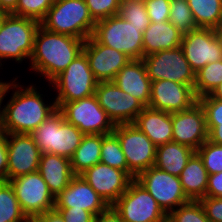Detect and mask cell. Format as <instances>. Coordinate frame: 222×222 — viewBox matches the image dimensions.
<instances>
[{"label": "cell", "instance_id": "obj_14", "mask_svg": "<svg viewBox=\"0 0 222 222\" xmlns=\"http://www.w3.org/2000/svg\"><path fill=\"white\" fill-rule=\"evenodd\" d=\"M95 95L114 125L133 123L145 108L138 99L121 90L113 81L98 82Z\"/></svg>", "mask_w": 222, "mask_h": 222}, {"label": "cell", "instance_id": "obj_8", "mask_svg": "<svg viewBox=\"0 0 222 222\" xmlns=\"http://www.w3.org/2000/svg\"><path fill=\"white\" fill-rule=\"evenodd\" d=\"M65 120L77 127L84 135L111 134L115 125L100 106L96 95L73 102H56Z\"/></svg>", "mask_w": 222, "mask_h": 222}, {"label": "cell", "instance_id": "obj_7", "mask_svg": "<svg viewBox=\"0 0 222 222\" xmlns=\"http://www.w3.org/2000/svg\"><path fill=\"white\" fill-rule=\"evenodd\" d=\"M97 83L82 52L50 84L58 93L55 102H73L94 95Z\"/></svg>", "mask_w": 222, "mask_h": 222}, {"label": "cell", "instance_id": "obj_11", "mask_svg": "<svg viewBox=\"0 0 222 222\" xmlns=\"http://www.w3.org/2000/svg\"><path fill=\"white\" fill-rule=\"evenodd\" d=\"M151 82L171 80L184 85H195L196 73L185 58L179 46L171 50H162L142 58Z\"/></svg>", "mask_w": 222, "mask_h": 222}, {"label": "cell", "instance_id": "obj_10", "mask_svg": "<svg viewBox=\"0 0 222 222\" xmlns=\"http://www.w3.org/2000/svg\"><path fill=\"white\" fill-rule=\"evenodd\" d=\"M112 206L124 222H167L165 212L136 179Z\"/></svg>", "mask_w": 222, "mask_h": 222}, {"label": "cell", "instance_id": "obj_27", "mask_svg": "<svg viewBox=\"0 0 222 222\" xmlns=\"http://www.w3.org/2000/svg\"><path fill=\"white\" fill-rule=\"evenodd\" d=\"M196 151L177 142L157 147L154 166L175 176H180L188 160Z\"/></svg>", "mask_w": 222, "mask_h": 222}, {"label": "cell", "instance_id": "obj_17", "mask_svg": "<svg viewBox=\"0 0 222 222\" xmlns=\"http://www.w3.org/2000/svg\"><path fill=\"white\" fill-rule=\"evenodd\" d=\"M7 146V181L38 171L42 152L30 134L7 133Z\"/></svg>", "mask_w": 222, "mask_h": 222}, {"label": "cell", "instance_id": "obj_2", "mask_svg": "<svg viewBox=\"0 0 222 222\" xmlns=\"http://www.w3.org/2000/svg\"><path fill=\"white\" fill-rule=\"evenodd\" d=\"M85 40L38 28L30 57L31 69L51 83L83 52Z\"/></svg>", "mask_w": 222, "mask_h": 222}, {"label": "cell", "instance_id": "obj_50", "mask_svg": "<svg viewBox=\"0 0 222 222\" xmlns=\"http://www.w3.org/2000/svg\"><path fill=\"white\" fill-rule=\"evenodd\" d=\"M3 127H2V113H1V110H0V136L3 134Z\"/></svg>", "mask_w": 222, "mask_h": 222}, {"label": "cell", "instance_id": "obj_42", "mask_svg": "<svg viewBox=\"0 0 222 222\" xmlns=\"http://www.w3.org/2000/svg\"><path fill=\"white\" fill-rule=\"evenodd\" d=\"M58 210L65 222H94L95 216L84 209H73L72 208H55Z\"/></svg>", "mask_w": 222, "mask_h": 222}, {"label": "cell", "instance_id": "obj_28", "mask_svg": "<svg viewBox=\"0 0 222 222\" xmlns=\"http://www.w3.org/2000/svg\"><path fill=\"white\" fill-rule=\"evenodd\" d=\"M102 134L84 135L80 145L70 158L74 175H81L98 164L101 157Z\"/></svg>", "mask_w": 222, "mask_h": 222}, {"label": "cell", "instance_id": "obj_47", "mask_svg": "<svg viewBox=\"0 0 222 222\" xmlns=\"http://www.w3.org/2000/svg\"><path fill=\"white\" fill-rule=\"evenodd\" d=\"M18 0H0V12L14 14L17 9Z\"/></svg>", "mask_w": 222, "mask_h": 222}, {"label": "cell", "instance_id": "obj_24", "mask_svg": "<svg viewBox=\"0 0 222 222\" xmlns=\"http://www.w3.org/2000/svg\"><path fill=\"white\" fill-rule=\"evenodd\" d=\"M132 124L142 131L156 147L172 141L171 113L147 106Z\"/></svg>", "mask_w": 222, "mask_h": 222}, {"label": "cell", "instance_id": "obj_43", "mask_svg": "<svg viewBox=\"0 0 222 222\" xmlns=\"http://www.w3.org/2000/svg\"><path fill=\"white\" fill-rule=\"evenodd\" d=\"M8 146L7 133L0 136V181H7Z\"/></svg>", "mask_w": 222, "mask_h": 222}, {"label": "cell", "instance_id": "obj_25", "mask_svg": "<svg viewBox=\"0 0 222 222\" xmlns=\"http://www.w3.org/2000/svg\"><path fill=\"white\" fill-rule=\"evenodd\" d=\"M183 34L169 21L151 22L143 32V57L181 45Z\"/></svg>", "mask_w": 222, "mask_h": 222}, {"label": "cell", "instance_id": "obj_15", "mask_svg": "<svg viewBox=\"0 0 222 222\" xmlns=\"http://www.w3.org/2000/svg\"><path fill=\"white\" fill-rule=\"evenodd\" d=\"M180 47L195 73L207 64L222 59V43L216 29L192 30L183 35Z\"/></svg>", "mask_w": 222, "mask_h": 222}, {"label": "cell", "instance_id": "obj_20", "mask_svg": "<svg viewBox=\"0 0 222 222\" xmlns=\"http://www.w3.org/2000/svg\"><path fill=\"white\" fill-rule=\"evenodd\" d=\"M83 52L98 82L113 81L116 74L131 60L125 53L98 43L92 36L85 41Z\"/></svg>", "mask_w": 222, "mask_h": 222}, {"label": "cell", "instance_id": "obj_21", "mask_svg": "<svg viewBox=\"0 0 222 222\" xmlns=\"http://www.w3.org/2000/svg\"><path fill=\"white\" fill-rule=\"evenodd\" d=\"M84 209L97 216L106 210L109 205L86 182L81 175H75L70 184L55 197L54 208Z\"/></svg>", "mask_w": 222, "mask_h": 222}, {"label": "cell", "instance_id": "obj_6", "mask_svg": "<svg viewBox=\"0 0 222 222\" xmlns=\"http://www.w3.org/2000/svg\"><path fill=\"white\" fill-rule=\"evenodd\" d=\"M39 27L35 19L7 14L0 26V66L3 59L12 58L19 63L30 59Z\"/></svg>", "mask_w": 222, "mask_h": 222}, {"label": "cell", "instance_id": "obj_9", "mask_svg": "<svg viewBox=\"0 0 222 222\" xmlns=\"http://www.w3.org/2000/svg\"><path fill=\"white\" fill-rule=\"evenodd\" d=\"M113 134L119 140L128 165V174L133 179L154 166L157 147L136 126L132 123L115 125Z\"/></svg>", "mask_w": 222, "mask_h": 222}, {"label": "cell", "instance_id": "obj_53", "mask_svg": "<svg viewBox=\"0 0 222 222\" xmlns=\"http://www.w3.org/2000/svg\"><path fill=\"white\" fill-rule=\"evenodd\" d=\"M7 82H1L0 81V88H2Z\"/></svg>", "mask_w": 222, "mask_h": 222}, {"label": "cell", "instance_id": "obj_52", "mask_svg": "<svg viewBox=\"0 0 222 222\" xmlns=\"http://www.w3.org/2000/svg\"><path fill=\"white\" fill-rule=\"evenodd\" d=\"M23 222H37V220L35 218H27L25 221Z\"/></svg>", "mask_w": 222, "mask_h": 222}, {"label": "cell", "instance_id": "obj_23", "mask_svg": "<svg viewBox=\"0 0 222 222\" xmlns=\"http://www.w3.org/2000/svg\"><path fill=\"white\" fill-rule=\"evenodd\" d=\"M38 172L54 197H57L75 176L69 158L51 153H42Z\"/></svg>", "mask_w": 222, "mask_h": 222}, {"label": "cell", "instance_id": "obj_22", "mask_svg": "<svg viewBox=\"0 0 222 222\" xmlns=\"http://www.w3.org/2000/svg\"><path fill=\"white\" fill-rule=\"evenodd\" d=\"M113 82L124 92L138 99L145 107L150 103L151 80L142 59H131L116 74Z\"/></svg>", "mask_w": 222, "mask_h": 222}, {"label": "cell", "instance_id": "obj_39", "mask_svg": "<svg viewBox=\"0 0 222 222\" xmlns=\"http://www.w3.org/2000/svg\"><path fill=\"white\" fill-rule=\"evenodd\" d=\"M90 15L95 21L119 13L121 0H85Z\"/></svg>", "mask_w": 222, "mask_h": 222}, {"label": "cell", "instance_id": "obj_48", "mask_svg": "<svg viewBox=\"0 0 222 222\" xmlns=\"http://www.w3.org/2000/svg\"><path fill=\"white\" fill-rule=\"evenodd\" d=\"M209 95L212 98L222 101V83L218 85Z\"/></svg>", "mask_w": 222, "mask_h": 222}, {"label": "cell", "instance_id": "obj_16", "mask_svg": "<svg viewBox=\"0 0 222 222\" xmlns=\"http://www.w3.org/2000/svg\"><path fill=\"white\" fill-rule=\"evenodd\" d=\"M198 102L194 87L171 80L151 82V97L148 107L175 113L185 111Z\"/></svg>", "mask_w": 222, "mask_h": 222}, {"label": "cell", "instance_id": "obj_18", "mask_svg": "<svg viewBox=\"0 0 222 222\" xmlns=\"http://www.w3.org/2000/svg\"><path fill=\"white\" fill-rule=\"evenodd\" d=\"M81 176L109 206L117 201L133 180L127 172L101 162L87 169Z\"/></svg>", "mask_w": 222, "mask_h": 222}, {"label": "cell", "instance_id": "obj_36", "mask_svg": "<svg viewBox=\"0 0 222 222\" xmlns=\"http://www.w3.org/2000/svg\"><path fill=\"white\" fill-rule=\"evenodd\" d=\"M167 222H209L200 201H189L167 215Z\"/></svg>", "mask_w": 222, "mask_h": 222}, {"label": "cell", "instance_id": "obj_45", "mask_svg": "<svg viewBox=\"0 0 222 222\" xmlns=\"http://www.w3.org/2000/svg\"><path fill=\"white\" fill-rule=\"evenodd\" d=\"M94 222H124L121 219L120 214L113 208V206H109L103 212H100L97 216H95Z\"/></svg>", "mask_w": 222, "mask_h": 222}, {"label": "cell", "instance_id": "obj_31", "mask_svg": "<svg viewBox=\"0 0 222 222\" xmlns=\"http://www.w3.org/2000/svg\"><path fill=\"white\" fill-rule=\"evenodd\" d=\"M27 218L10 182L0 181V222H23Z\"/></svg>", "mask_w": 222, "mask_h": 222}, {"label": "cell", "instance_id": "obj_38", "mask_svg": "<svg viewBox=\"0 0 222 222\" xmlns=\"http://www.w3.org/2000/svg\"><path fill=\"white\" fill-rule=\"evenodd\" d=\"M53 0H18L16 12L19 17H29L41 21L51 8Z\"/></svg>", "mask_w": 222, "mask_h": 222}, {"label": "cell", "instance_id": "obj_26", "mask_svg": "<svg viewBox=\"0 0 222 222\" xmlns=\"http://www.w3.org/2000/svg\"><path fill=\"white\" fill-rule=\"evenodd\" d=\"M183 191L191 201H199L206 196L209 174L202 158L195 152L179 176Z\"/></svg>", "mask_w": 222, "mask_h": 222}, {"label": "cell", "instance_id": "obj_5", "mask_svg": "<svg viewBox=\"0 0 222 222\" xmlns=\"http://www.w3.org/2000/svg\"><path fill=\"white\" fill-rule=\"evenodd\" d=\"M118 14L96 21L92 37L105 46L125 53L131 59L143 58V32Z\"/></svg>", "mask_w": 222, "mask_h": 222}, {"label": "cell", "instance_id": "obj_37", "mask_svg": "<svg viewBox=\"0 0 222 222\" xmlns=\"http://www.w3.org/2000/svg\"><path fill=\"white\" fill-rule=\"evenodd\" d=\"M196 152L202 158L209 175L222 172V146L207 140Z\"/></svg>", "mask_w": 222, "mask_h": 222}, {"label": "cell", "instance_id": "obj_51", "mask_svg": "<svg viewBox=\"0 0 222 222\" xmlns=\"http://www.w3.org/2000/svg\"><path fill=\"white\" fill-rule=\"evenodd\" d=\"M6 15H7L6 13L0 12V26H1V24H2V22H3V19H4V17H5Z\"/></svg>", "mask_w": 222, "mask_h": 222}, {"label": "cell", "instance_id": "obj_19", "mask_svg": "<svg viewBox=\"0 0 222 222\" xmlns=\"http://www.w3.org/2000/svg\"><path fill=\"white\" fill-rule=\"evenodd\" d=\"M172 141L197 150L208 140L203 108L197 102L188 110L171 113Z\"/></svg>", "mask_w": 222, "mask_h": 222}, {"label": "cell", "instance_id": "obj_1", "mask_svg": "<svg viewBox=\"0 0 222 222\" xmlns=\"http://www.w3.org/2000/svg\"><path fill=\"white\" fill-rule=\"evenodd\" d=\"M15 78L0 88V109L2 113V127L4 133L30 134L38 128L58 108L56 102L45 104L36 86L23 87L16 83ZM13 88L9 102L1 108L7 92ZM18 88V89H17Z\"/></svg>", "mask_w": 222, "mask_h": 222}, {"label": "cell", "instance_id": "obj_13", "mask_svg": "<svg viewBox=\"0 0 222 222\" xmlns=\"http://www.w3.org/2000/svg\"><path fill=\"white\" fill-rule=\"evenodd\" d=\"M18 203L28 218H34L55 207V197L38 171L9 180Z\"/></svg>", "mask_w": 222, "mask_h": 222}, {"label": "cell", "instance_id": "obj_44", "mask_svg": "<svg viewBox=\"0 0 222 222\" xmlns=\"http://www.w3.org/2000/svg\"><path fill=\"white\" fill-rule=\"evenodd\" d=\"M206 196L222 197V172L209 175Z\"/></svg>", "mask_w": 222, "mask_h": 222}, {"label": "cell", "instance_id": "obj_30", "mask_svg": "<svg viewBox=\"0 0 222 222\" xmlns=\"http://www.w3.org/2000/svg\"><path fill=\"white\" fill-rule=\"evenodd\" d=\"M198 103L205 114L208 140L222 146V101L206 95L199 97Z\"/></svg>", "mask_w": 222, "mask_h": 222}, {"label": "cell", "instance_id": "obj_29", "mask_svg": "<svg viewBox=\"0 0 222 222\" xmlns=\"http://www.w3.org/2000/svg\"><path fill=\"white\" fill-rule=\"evenodd\" d=\"M197 28L216 29L222 21V0H187Z\"/></svg>", "mask_w": 222, "mask_h": 222}, {"label": "cell", "instance_id": "obj_46", "mask_svg": "<svg viewBox=\"0 0 222 222\" xmlns=\"http://www.w3.org/2000/svg\"><path fill=\"white\" fill-rule=\"evenodd\" d=\"M34 218L37 220V222H65L62 214L55 208Z\"/></svg>", "mask_w": 222, "mask_h": 222}, {"label": "cell", "instance_id": "obj_33", "mask_svg": "<svg viewBox=\"0 0 222 222\" xmlns=\"http://www.w3.org/2000/svg\"><path fill=\"white\" fill-rule=\"evenodd\" d=\"M100 162L128 173L126 158L118 138L113 134L102 135Z\"/></svg>", "mask_w": 222, "mask_h": 222}, {"label": "cell", "instance_id": "obj_40", "mask_svg": "<svg viewBox=\"0 0 222 222\" xmlns=\"http://www.w3.org/2000/svg\"><path fill=\"white\" fill-rule=\"evenodd\" d=\"M151 22H166L169 18L171 0H144Z\"/></svg>", "mask_w": 222, "mask_h": 222}, {"label": "cell", "instance_id": "obj_32", "mask_svg": "<svg viewBox=\"0 0 222 222\" xmlns=\"http://www.w3.org/2000/svg\"><path fill=\"white\" fill-rule=\"evenodd\" d=\"M222 83V59L211 62L196 72L194 91L196 96L209 95Z\"/></svg>", "mask_w": 222, "mask_h": 222}, {"label": "cell", "instance_id": "obj_12", "mask_svg": "<svg viewBox=\"0 0 222 222\" xmlns=\"http://www.w3.org/2000/svg\"><path fill=\"white\" fill-rule=\"evenodd\" d=\"M157 201L160 208L168 215L178 206L189 202L180 178L152 166L135 178Z\"/></svg>", "mask_w": 222, "mask_h": 222}, {"label": "cell", "instance_id": "obj_41", "mask_svg": "<svg viewBox=\"0 0 222 222\" xmlns=\"http://www.w3.org/2000/svg\"><path fill=\"white\" fill-rule=\"evenodd\" d=\"M199 201L209 222H222V197L205 196Z\"/></svg>", "mask_w": 222, "mask_h": 222}, {"label": "cell", "instance_id": "obj_3", "mask_svg": "<svg viewBox=\"0 0 222 222\" xmlns=\"http://www.w3.org/2000/svg\"><path fill=\"white\" fill-rule=\"evenodd\" d=\"M96 21L90 15L85 0H53L40 25L52 32L87 40Z\"/></svg>", "mask_w": 222, "mask_h": 222}, {"label": "cell", "instance_id": "obj_4", "mask_svg": "<svg viewBox=\"0 0 222 222\" xmlns=\"http://www.w3.org/2000/svg\"><path fill=\"white\" fill-rule=\"evenodd\" d=\"M30 135L42 153H51L71 158L84 134L65 120L64 114L57 109Z\"/></svg>", "mask_w": 222, "mask_h": 222}, {"label": "cell", "instance_id": "obj_35", "mask_svg": "<svg viewBox=\"0 0 222 222\" xmlns=\"http://www.w3.org/2000/svg\"><path fill=\"white\" fill-rule=\"evenodd\" d=\"M118 15L135 27H148L151 23L144 0H122Z\"/></svg>", "mask_w": 222, "mask_h": 222}, {"label": "cell", "instance_id": "obj_49", "mask_svg": "<svg viewBox=\"0 0 222 222\" xmlns=\"http://www.w3.org/2000/svg\"><path fill=\"white\" fill-rule=\"evenodd\" d=\"M216 32H217V35L220 38V41L222 43V21L220 22V24L216 28Z\"/></svg>", "mask_w": 222, "mask_h": 222}, {"label": "cell", "instance_id": "obj_34", "mask_svg": "<svg viewBox=\"0 0 222 222\" xmlns=\"http://www.w3.org/2000/svg\"><path fill=\"white\" fill-rule=\"evenodd\" d=\"M168 21L183 35L197 29L187 0H171Z\"/></svg>", "mask_w": 222, "mask_h": 222}]
</instances>
